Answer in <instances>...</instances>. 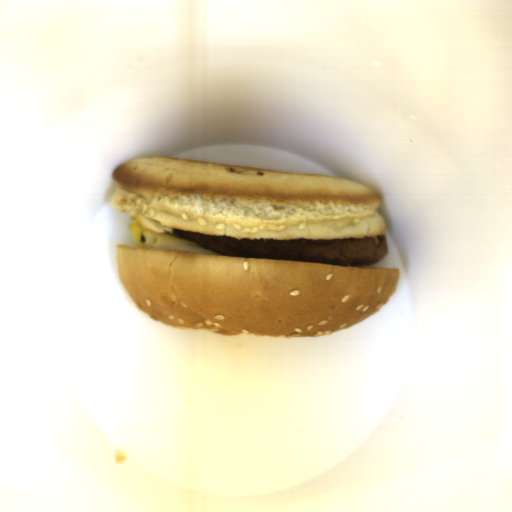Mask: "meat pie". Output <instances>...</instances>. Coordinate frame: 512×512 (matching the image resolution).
Returning <instances> with one entry per match:
<instances>
[{
  "mask_svg": "<svg viewBox=\"0 0 512 512\" xmlns=\"http://www.w3.org/2000/svg\"><path fill=\"white\" fill-rule=\"evenodd\" d=\"M176 236L224 255L264 257L333 265H372L388 253L384 236L341 240L243 239L181 228Z\"/></svg>",
  "mask_w": 512,
  "mask_h": 512,
  "instance_id": "1",
  "label": "meat pie"
}]
</instances>
